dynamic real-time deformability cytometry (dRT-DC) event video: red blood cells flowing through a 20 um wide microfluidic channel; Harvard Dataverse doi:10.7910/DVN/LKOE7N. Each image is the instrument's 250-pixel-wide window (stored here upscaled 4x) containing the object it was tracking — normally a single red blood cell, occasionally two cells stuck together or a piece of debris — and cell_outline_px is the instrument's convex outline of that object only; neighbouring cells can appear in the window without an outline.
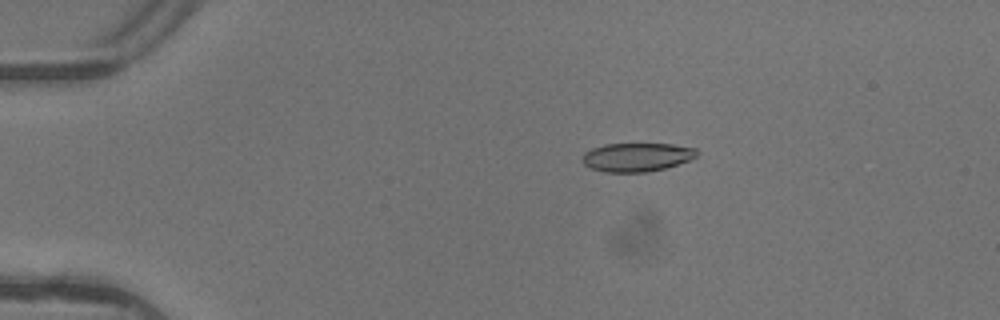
{"species": "common noctule bat (a hibernating species)", "species_latin": "Nyctalus noctula", "temperature_condition": "warm", "stored_images_in_passage": 7, "camera_frame_rate_fps": 3000, "um_per_image_px": 0.085, "animal": {"sex": "female"}, "frame": {"image": 1, "passage_image": 3, "time_ms": 0.667, "image_size_px": [1000, 320], "cell_outline_px": [[700, 152], [696, 156], [688, 160], [664, 168], [644, 172], [604, 172], [592, 168], [584, 164], [584, 152], [592, 148], [604, 144], [672, 144], [696, 148]], "centroid_in_image_um": [54.14, 13.34], "position_along_channel_um": 30.9, "area_um2": 18.9}}
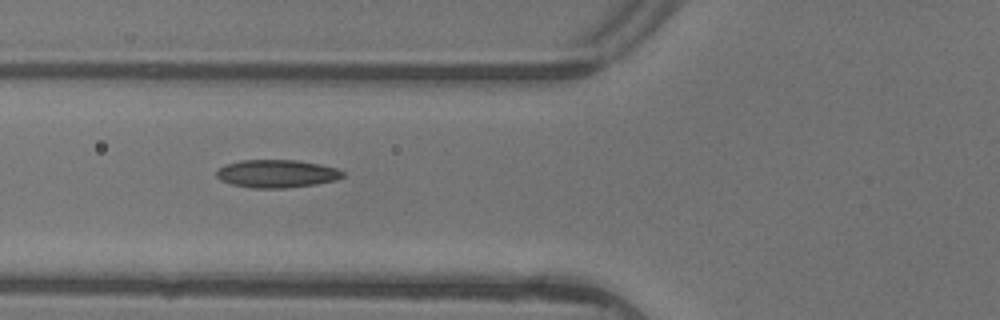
{"frame": {"image": 2, "passage_image": 6, "time_ms": 1.667, "image_size_px": [1000, 320], "cell_outline_px": [[344, 176], [336, 180], [316, 184], [288, 188], [252, 188], [232, 184], [220, 180], [216, 176], [216, 172], [224, 164], [240, 160], [296, 160], [320, 164], [336, 168], [344, 172]], "centroid_in_image_um": [23.52, 14.76], "position_along_channel_um": 102.3, "area_um2": 20.63}}
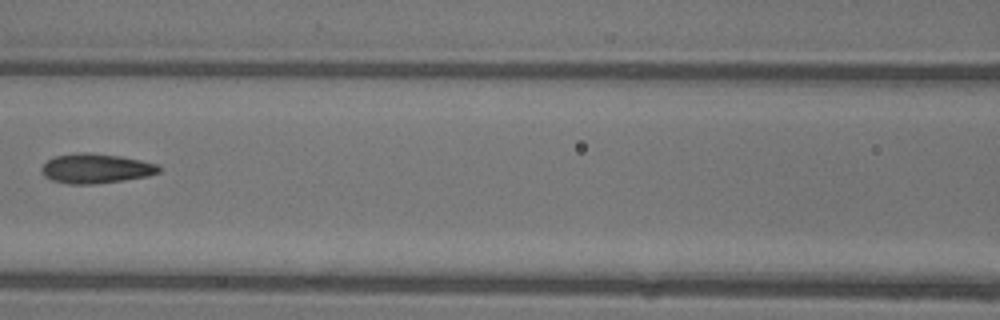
{"frame": {"image": 3, "passage_image": 7, "time_ms": 2.0, "image_size_px": [1000, 320], "cell_outline_px": [[160, 172], [148, 176], [124, 180], [92, 184], [68, 184], [52, 180], [44, 176], [40, 168], [48, 160], [56, 156], [80, 152], [92, 152], [120, 156], [140, 160], [156, 164], [160, 168]], "centroid_in_image_um": [8.14, 14.32], "position_along_channel_um": 158.5, "area_um2": 20.23}}